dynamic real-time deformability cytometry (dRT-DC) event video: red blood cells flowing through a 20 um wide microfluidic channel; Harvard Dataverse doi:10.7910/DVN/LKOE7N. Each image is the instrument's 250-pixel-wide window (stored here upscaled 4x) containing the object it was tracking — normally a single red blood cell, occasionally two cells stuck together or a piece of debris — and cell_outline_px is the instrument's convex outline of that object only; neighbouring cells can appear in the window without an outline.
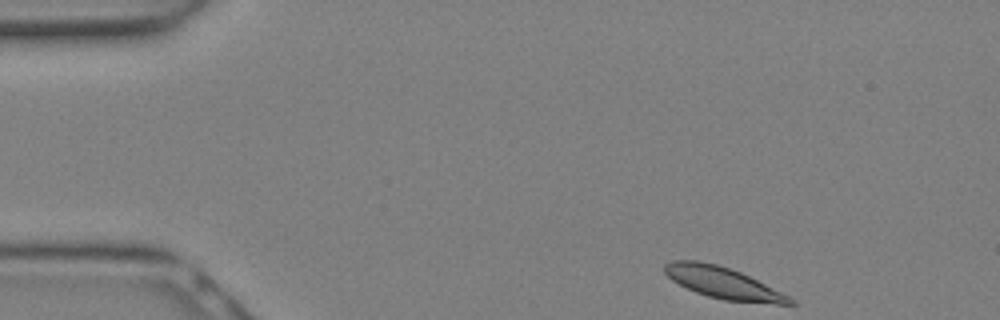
{"species": "Egyptian fruit bat (a non-hibernating species)", "species_latin": "Rousettus aegyptiacus", "temperature_condition": "warm", "stored_images_in_passage": 13, "camera_frame_rate_fps": 3000, "um_per_image_px": 0.085, "animal": {"sex": "female"}, "frame": {"image": 1, "passage_image": 1, "time_ms": 0.0, "image_size_px": [1000, 320], "cell_outline_px": [[796, 304], [776, 304], [724, 300], [708, 296], [696, 292], [672, 280], [664, 272], [664, 264], [672, 260], [700, 260], [716, 264], [740, 272], [796, 300]], "centroid_in_image_um": [61.43, 24.04], "position_along_channel_um": 23.6, "area_um2": 22.66}}
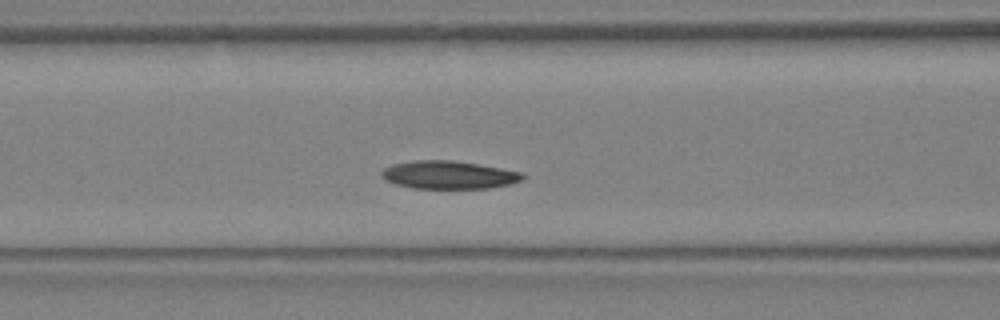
{"frame": {"image": 2, "passage_image": 9, "time_ms": 2.667, "image_size_px": [1000, 320], "cell_outline_px": [[524, 180], [508, 184], [488, 188], [412, 188], [396, 184], [384, 180], [380, 176], [380, 172], [384, 168], [392, 164], [412, 160], [452, 160], [524, 172]], "centroid_in_image_um": [38.1, 14.86], "position_along_channel_um": 128.5, "area_um2": 23.06}}
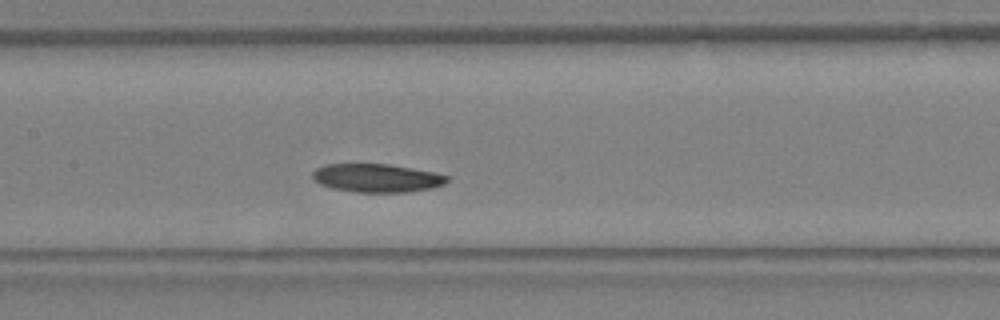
{"frame": {"image": 3, "passage_image": 11, "time_ms": 3.333, "image_size_px": [1000, 320], "cell_outline_px": [[448, 180], [444, 184], [432, 188], [408, 192], [356, 192], [332, 188], [320, 184], [312, 176], [312, 172], [316, 168], [324, 164], [388, 164], [432, 172], [448, 176]], "centroid_in_image_um": [32.0, 15.13], "position_along_channel_um": 175.4, "area_um2": 22.08}}